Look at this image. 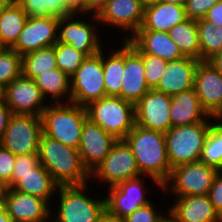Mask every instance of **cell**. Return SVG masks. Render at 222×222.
<instances>
[{"label":"cell","mask_w":222,"mask_h":222,"mask_svg":"<svg viewBox=\"0 0 222 222\" xmlns=\"http://www.w3.org/2000/svg\"><path fill=\"white\" fill-rule=\"evenodd\" d=\"M123 140L133 152L140 175L151 177L162 190V185L168 180L172 169L165 134L135 124Z\"/></svg>","instance_id":"6da1fadb"},{"label":"cell","mask_w":222,"mask_h":222,"mask_svg":"<svg viewBox=\"0 0 222 222\" xmlns=\"http://www.w3.org/2000/svg\"><path fill=\"white\" fill-rule=\"evenodd\" d=\"M38 157L40 164L59 186L84 185L91 178L77 148L66 146L42 133Z\"/></svg>","instance_id":"7a4b0ae2"},{"label":"cell","mask_w":222,"mask_h":222,"mask_svg":"<svg viewBox=\"0 0 222 222\" xmlns=\"http://www.w3.org/2000/svg\"><path fill=\"white\" fill-rule=\"evenodd\" d=\"M52 103L41 114L43 134L78 149L82 128L88 119L85 107L65 102Z\"/></svg>","instance_id":"3957f363"},{"label":"cell","mask_w":222,"mask_h":222,"mask_svg":"<svg viewBox=\"0 0 222 222\" xmlns=\"http://www.w3.org/2000/svg\"><path fill=\"white\" fill-rule=\"evenodd\" d=\"M87 118L116 140H123L135 126V104L120 97L104 96L86 107Z\"/></svg>","instance_id":"277c9868"},{"label":"cell","mask_w":222,"mask_h":222,"mask_svg":"<svg viewBox=\"0 0 222 222\" xmlns=\"http://www.w3.org/2000/svg\"><path fill=\"white\" fill-rule=\"evenodd\" d=\"M205 119L196 124L175 126L165 133L166 149L171 168L199 161L208 131L213 124Z\"/></svg>","instance_id":"5b68a950"},{"label":"cell","mask_w":222,"mask_h":222,"mask_svg":"<svg viewBox=\"0 0 222 222\" xmlns=\"http://www.w3.org/2000/svg\"><path fill=\"white\" fill-rule=\"evenodd\" d=\"M86 186L87 184L58 187L59 209L51 222H99L104 217L105 198L94 200L86 196Z\"/></svg>","instance_id":"8992f818"},{"label":"cell","mask_w":222,"mask_h":222,"mask_svg":"<svg viewBox=\"0 0 222 222\" xmlns=\"http://www.w3.org/2000/svg\"><path fill=\"white\" fill-rule=\"evenodd\" d=\"M219 170L203 162L195 161L178 165L171 169L168 180L162 190L172 192L177 197L190 195H208Z\"/></svg>","instance_id":"52a82bcc"},{"label":"cell","mask_w":222,"mask_h":222,"mask_svg":"<svg viewBox=\"0 0 222 222\" xmlns=\"http://www.w3.org/2000/svg\"><path fill=\"white\" fill-rule=\"evenodd\" d=\"M88 56L70 78L71 103L86 107L106 96L103 73V53Z\"/></svg>","instance_id":"ba28073f"},{"label":"cell","mask_w":222,"mask_h":222,"mask_svg":"<svg viewBox=\"0 0 222 222\" xmlns=\"http://www.w3.org/2000/svg\"><path fill=\"white\" fill-rule=\"evenodd\" d=\"M41 116L12 114L2 137V147L13 155L38 154Z\"/></svg>","instance_id":"9c48e42d"},{"label":"cell","mask_w":222,"mask_h":222,"mask_svg":"<svg viewBox=\"0 0 222 222\" xmlns=\"http://www.w3.org/2000/svg\"><path fill=\"white\" fill-rule=\"evenodd\" d=\"M90 175L101 182L105 181L111 187L140 176V172L127 143L124 140H117L105 159Z\"/></svg>","instance_id":"30bf717a"},{"label":"cell","mask_w":222,"mask_h":222,"mask_svg":"<svg viewBox=\"0 0 222 222\" xmlns=\"http://www.w3.org/2000/svg\"><path fill=\"white\" fill-rule=\"evenodd\" d=\"M143 181L141 176H138L109 187V194L105 199L106 215L122 220L139 207L151 203L144 196L147 188H143Z\"/></svg>","instance_id":"8fae6325"},{"label":"cell","mask_w":222,"mask_h":222,"mask_svg":"<svg viewBox=\"0 0 222 222\" xmlns=\"http://www.w3.org/2000/svg\"><path fill=\"white\" fill-rule=\"evenodd\" d=\"M171 96L150 89L135 104V123L140 127L166 133L171 128Z\"/></svg>","instance_id":"7c38bea8"},{"label":"cell","mask_w":222,"mask_h":222,"mask_svg":"<svg viewBox=\"0 0 222 222\" xmlns=\"http://www.w3.org/2000/svg\"><path fill=\"white\" fill-rule=\"evenodd\" d=\"M2 98L12 114L41 116L43 110L48 106L43 105L45 98L35 81L23 75L3 89Z\"/></svg>","instance_id":"4fadbf2b"},{"label":"cell","mask_w":222,"mask_h":222,"mask_svg":"<svg viewBox=\"0 0 222 222\" xmlns=\"http://www.w3.org/2000/svg\"><path fill=\"white\" fill-rule=\"evenodd\" d=\"M59 17H28L16 44L12 47L20 56L57 43Z\"/></svg>","instance_id":"5bb4252c"},{"label":"cell","mask_w":222,"mask_h":222,"mask_svg":"<svg viewBox=\"0 0 222 222\" xmlns=\"http://www.w3.org/2000/svg\"><path fill=\"white\" fill-rule=\"evenodd\" d=\"M96 22L106 23L129 31L133 36L142 26L144 19V6L139 0H108L97 15L91 17Z\"/></svg>","instance_id":"9a60e30c"},{"label":"cell","mask_w":222,"mask_h":222,"mask_svg":"<svg viewBox=\"0 0 222 222\" xmlns=\"http://www.w3.org/2000/svg\"><path fill=\"white\" fill-rule=\"evenodd\" d=\"M193 89L205 112L211 117L222 119V75L207 61L198 63Z\"/></svg>","instance_id":"2e32d148"},{"label":"cell","mask_w":222,"mask_h":222,"mask_svg":"<svg viewBox=\"0 0 222 222\" xmlns=\"http://www.w3.org/2000/svg\"><path fill=\"white\" fill-rule=\"evenodd\" d=\"M75 17L76 14H69L59 18L57 42L70 44L87 56L99 53L103 47L96 28L82 17L73 20Z\"/></svg>","instance_id":"e0dca14e"},{"label":"cell","mask_w":222,"mask_h":222,"mask_svg":"<svg viewBox=\"0 0 222 222\" xmlns=\"http://www.w3.org/2000/svg\"><path fill=\"white\" fill-rule=\"evenodd\" d=\"M116 141L98 124L89 119L84 122L78 151L83 166L90 174L105 159Z\"/></svg>","instance_id":"ac0fdd59"},{"label":"cell","mask_w":222,"mask_h":222,"mask_svg":"<svg viewBox=\"0 0 222 222\" xmlns=\"http://www.w3.org/2000/svg\"><path fill=\"white\" fill-rule=\"evenodd\" d=\"M123 43L124 75L120 98L136 104L150 88L145 78L142 55L127 40H123Z\"/></svg>","instance_id":"d6986e66"},{"label":"cell","mask_w":222,"mask_h":222,"mask_svg":"<svg viewBox=\"0 0 222 222\" xmlns=\"http://www.w3.org/2000/svg\"><path fill=\"white\" fill-rule=\"evenodd\" d=\"M168 213L170 222H222L208 195L177 197Z\"/></svg>","instance_id":"ffe728a7"},{"label":"cell","mask_w":222,"mask_h":222,"mask_svg":"<svg viewBox=\"0 0 222 222\" xmlns=\"http://www.w3.org/2000/svg\"><path fill=\"white\" fill-rule=\"evenodd\" d=\"M49 205L46 200L12 188L6 196V210L12 222H48L51 218Z\"/></svg>","instance_id":"44dd1931"},{"label":"cell","mask_w":222,"mask_h":222,"mask_svg":"<svg viewBox=\"0 0 222 222\" xmlns=\"http://www.w3.org/2000/svg\"><path fill=\"white\" fill-rule=\"evenodd\" d=\"M199 62L198 59L188 56H184L178 60L168 61L154 89L169 96L193 89L195 71Z\"/></svg>","instance_id":"7402d4cb"},{"label":"cell","mask_w":222,"mask_h":222,"mask_svg":"<svg viewBox=\"0 0 222 222\" xmlns=\"http://www.w3.org/2000/svg\"><path fill=\"white\" fill-rule=\"evenodd\" d=\"M130 39L143 53L162 58L166 61L184 57L178 46L170 38L168 32L138 30Z\"/></svg>","instance_id":"603a6c76"},{"label":"cell","mask_w":222,"mask_h":222,"mask_svg":"<svg viewBox=\"0 0 222 222\" xmlns=\"http://www.w3.org/2000/svg\"><path fill=\"white\" fill-rule=\"evenodd\" d=\"M215 119L202 108L194 89L171 96L170 119L171 128L188 124H196L205 119Z\"/></svg>","instance_id":"cb8c5ba5"},{"label":"cell","mask_w":222,"mask_h":222,"mask_svg":"<svg viewBox=\"0 0 222 222\" xmlns=\"http://www.w3.org/2000/svg\"><path fill=\"white\" fill-rule=\"evenodd\" d=\"M187 20L185 7L157 1L144 7V19L139 30L168 32L175 25Z\"/></svg>","instance_id":"d4e9b609"},{"label":"cell","mask_w":222,"mask_h":222,"mask_svg":"<svg viewBox=\"0 0 222 222\" xmlns=\"http://www.w3.org/2000/svg\"><path fill=\"white\" fill-rule=\"evenodd\" d=\"M59 185L54 181L50 173L39 164L31 172L20 176V180L12 187L13 190L37 196L47 202L56 192Z\"/></svg>","instance_id":"484cf974"},{"label":"cell","mask_w":222,"mask_h":222,"mask_svg":"<svg viewBox=\"0 0 222 222\" xmlns=\"http://www.w3.org/2000/svg\"><path fill=\"white\" fill-rule=\"evenodd\" d=\"M33 80L46 100L47 96L51 95V99L55 101V104L63 103L59 100L65 96L67 97L66 103H71L70 78L58 67L39 74Z\"/></svg>","instance_id":"4316f807"},{"label":"cell","mask_w":222,"mask_h":222,"mask_svg":"<svg viewBox=\"0 0 222 222\" xmlns=\"http://www.w3.org/2000/svg\"><path fill=\"white\" fill-rule=\"evenodd\" d=\"M28 19L22 8L13 1L0 13V42L5 48H12Z\"/></svg>","instance_id":"83f0119b"},{"label":"cell","mask_w":222,"mask_h":222,"mask_svg":"<svg viewBox=\"0 0 222 222\" xmlns=\"http://www.w3.org/2000/svg\"><path fill=\"white\" fill-rule=\"evenodd\" d=\"M168 34L184 56L201 61L199 33L196 20L187 19L183 23L171 28Z\"/></svg>","instance_id":"f1b7e54d"},{"label":"cell","mask_w":222,"mask_h":222,"mask_svg":"<svg viewBox=\"0 0 222 222\" xmlns=\"http://www.w3.org/2000/svg\"><path fill=\"white\" fill-rule=\"evenodd\" d=\"M111 53L107 58L103 55L106 96L120 97L124 75V46L115 52L112 50Z\"/></svg>","instance_id":"f546056e"},{"label":"cell","mask_w":222,"mask_h":222,"mask_svg":"<svg viewBox=\"0 0 222 222\" xmlns=\"http://www.w3.org/2000/svg\"><path fill=\"white\" fill-rule=\"evenodd\" d=\"M57 68L55 45L22 56V75L34 79L41 73Z\"/></svg>","instance_id":"4dcf8cb0"},{"label":"cell","mask_w":222,"mask_h":222,"mask_svg":"<svg viewBox=\"0 0 222 222\" xmlns=\"http://www.w3.org/2000/svg\"><path fill=\"white\" fill-rule=\"evenodd\" d=\"M199 33L201 61H207L213 55L222 52V27L207 20L196 21Z\"/></svg>","instance_id":"1f68e13d"},{"label":"cell","mask_w":222,"mask_h":222,"mask_svg":"<svg viewBox=\"0 0 222 222\" xmlns=\"http://www.w3.org/2000/svg\"><path fill=\"white\" fill-rule=\"evenodd\" d=\"M217 122L208 131L199 160L222 171V120Z\"/></svg>","instance_id":"d6a6232c"},{"label":"cell","mask_w":222,"mask_h":222,"mask_svg":"<svg viewBox=\"0 0 222 222\" xmlns=\"http://www.w3.org/2000/svg\"><path fill=\"white\" fill-rule=\"evenodd\" d=\"M28 17L67 16L62 0H16Z\"/></svg>","instance_id":"836d02e7"},{"label":"cell","mask_w":222,"mask_h":222,"mask_svg":"<svg viewBox=\"0 0 222 222\" xmlns=\"http://www.w3.org/2000/svg\"><path fill=\"white\" fill-rule=\"evenodd\" d=\"M55 55L57 67L69 78L76 73V70L88 57L84 52L75 49L70 44L61 42L55 44Z\"/></svg>","instance_id":"e575fe53"},{"label":"cell","mask_w":222,"mask_h":222,"mask_svg":"<svg viewBox=\"0 0 222 222\" xmlns=\"http://www.w3.org/2000/svg\"><path fill=\"white\" fill-rule=\"evenodd\" d=\"M22 75V56L12 48L0 52V89Z\"/></svg>","instance_id":"d590c367"},{"label":"cell","mask_w":222,"mask_h":222,"mask_svg":"<svg viewBox=\"0 0 222 222\" xmlns=\"http://www.w3.org/2000/svg\"><path fill=\"white\" fill-rule=\"evenodd\" d=\"M126 40L142 55L146 82L150 89H154L157 86L168 61L150 54H145L129 38Z\"/></svg>","instance_id":"8d00e7d4"},{"label":"cell","mask_w":222,"mask_h":222,"mask_svg":"<svg viewBox=\"0 0 222 222\" xmlns=\"http://www.w3.org/2000/svg\"><path fill=\"white\" fill-rule=\"evenodd\" d=\"M40 164L38 154L16 155L14 169L11 177V188L24 176Z\"/></svg>","instance_id":"74e56055"},{"label":"cell","mask_w":222,"mask_h":222,"mask_svg":"<svg viewBox=\"0 0 222 222\" xmlns=\"http://www.w3.org/2000/svg\"><path fill=\"white\" fill-rule=\"evenodd\" d=\"M157 213L155 206L149 203L127 215L122 219V222H167L169 220L165 215Z\"/></svg>","instance_id":"f35d334b"},{"label":"cell","mask_w":222,"mask_h":222,"mask_svg":"<svg viewBox=\"0 0 222 222\" xmlns=\"http://www.w3.org/2000/svg\"><path fill=\"white\" fill-rule=\"evenodd\" d=\"M219 0H186L185 13L187 19L200 20L203 19L208 10Z\"/></svg>","instance_id":"ab89813d"},{"label":"cell","mask_w":222,"mask_h":222,"mask_svg":"<svg viewBox=\"0 0 222 222\" xmlns=\"http://www.w3.org/2000/svg\"><path fill=\"white\" fill-rule=\"evenodd\" d=\"M15 160L16 155L4 147L0 148V178L7 182L10 188Z\"/></svg>","instance_id":"60d3db41"},{"label":"cell","mask_w":222,"mask_h":222,"mask_svg":"<svg viewBox=\"0 0 222 222\" xmlns=\"http://www.w3.org/2000/svg\"><path fill=\"white\" fill-rule=\"evenodd\" d=\"M208 196L215 210L222 217V171H219L216 175L209 189Z\"/></svg>","instance_id":"b9f144b4"},{"label":"cell","mask_w":222,"mask_h":222,"mask_svg":"<svg viewBox=\"0 0 222 222\" xmlns=\"http://www.w3.org/2000/svg\"><path fill=\"white\" fill-rule=\"evenodd\" d=\"M65 10L69 14H78L83 12V18L84 13L87 14L88 12V3L87 0H62Z\"/></svg>","instance_id":"7bdbcfd3"},{"label":"cell","mask_w":222,"mask_h":222,"mask_svg":"<svg viewBox=\"0 0 222 222\" xmlns=\"http://www.w3.org/2000/svg\"><path fill=\"white\" fill-rule=\"evenodd\" d=\"M204 19L218 27H222V0H219L208 10Z\"/></svg>","instance_id":"ee69618b"},{"label":"cell","mask_w":222,"mask_h":222,"mask_svg":"<svg viewBox=\"0 0 222 222\" xmlns=\"http://www.w3.org/2000/svg\"><path fill=\"white\" fill-rule=\"evenodd\" d=\"M11 116H12V112L10 108L7 106V104L5 103V100L2 98L0 100V135L2 137Z\"/></svg>","instance_id":"f6af8a7d"},{"label":"cell","mask_w":222,"mask_h":222,"mask_svg":"<svg viewBox=\"0 0 222 222\" xmlns=\"http://www.w3.org/2000/svg\"><path fill=\"white\" fill-rule=\"evenodd\" d=\"M108 0H87L88 12H93L91 14L97 15L100 10L105 6Z\"/></svg>","instance_id":"bcb514c9"},{"label":"cell","mask_w":222,"mask_h":222,"mask_svg":"<svg viewBox=\"0 0 222 222\" xmlns=\"http://www.w3.org/2000/svg\"><path fill=\"white\" fill-rule=\"evenodd\" d=\"M207 62L222 75V52L213 55Z\"/></svg>","instance_id":"7dc6e473"},{"label":"cell","mask_w":222,"mask_h":222,"mask_svg":"<svg viewBox=\"0 0 222 222\" xmlns=\"http://www.w3.org/2000/svg\"><path fill=\"white\" fill-rule=\"evenodd\" d=\"M10 187L7 182L0 178V197H6Z\"/></svg>","instance_id":"c3c4849f"},{"label":"cell","mask_w":222,"mask_h":222,"mask_svg":"<svg viewBox=\"0 0 222 222\" xmlns=\"http://www.w3.org/2000/svg\"><path fill=\"white\" fill-rule=\"evenodd\" d=\"M14 0H0V13L7 8Z\"/></svg>","instance_id":"681fc988"},{"label":"cell","mask_w":222,"mask_h":222,"mask_svg":"<svg viewBox=\"0 0 222 222\" xmlns=\"http://www.w3.org/2000/svg\"><path fill=\"white\" fill-rule=\"evenodd\" d=\"M162 2H167L175 5L185 6L186 0H159Z\"/></svg>","instance_id":"f907efd6"},{"label":"cell","mask_w":222,"mask_h":222,"mask_svg":"<svg viewBox=\"0 0 222 222\" xmlns=\"http://www.w3.org/2000/svg\"><path fill=\"white\" fill-rule=\"evenodd\" d=\"M6 211V197H0V214L5 213Z\"/></svg>","instance_id":"816d5d0a"},{"label":"cell","mask_w":222,"mask_h":222,"mask_svg":"<svg viewBox=\"0 0 222 222\" xmlns=\"http://www.w3.org/2000/svg\"><path fill=\"white\" fill-rule=\"evenodd\" d=\"M0 222H12L11 216L8 214L7 211L0 214Z\"/></svg>","instance_id":"f5cc1de1"},{"label":"cell","mask_w":222,"mask_h":222,"mask_svg":"<svg viewBox=\"0 0 222 222\" xmlns=\"http://www.w3.org/2000/svg\"><path fill=\"white\" fill-rule=\"evenodd\" d=\"M99 222H122V220L110 218L105 214L104 217Z\"/></svg>","instance_id":"db71d44e"},{"label":"cell","mask_w":222,"mask_h":222,"mask_svg":"<svg viewBox=\"0 0 222 222\" xmlns=\"http://www.w3.org/2000/svg\"><path fill=\"white\" fill-rule=\"evenodd\" d=\"M141 4L146 7L152 4H155L158 0H139Z\"/></svg>","instance_id":"11a10c76"},{"label":"cell","mask_w":222,"mask_h":222,"mask_svg":"<svg viewBox=\"0 0 222 222\" xmlns=\"http://www.w3.org/2000/svg\"><path fill=\"white\" fill-rule=\"evenodd\" d=\"M5 47L2 45V43L0 42V52L4 49Z\"/></svg>","instance_id":"9f6ffc18"},{"label":"cell","mask_w":222,"mask_h":222,"mask_svg":"<svg viewBox=\"0 0 222 222\" xmlns=\"http://www.w3.org/2000/svg\"><path fill=\"white\" fill-rule=\"evenodd\" d=\"M2 93H3V90L0 89V100L2 99Z\"/></svg>","instance_id":"6f0895ef"},{"label":"cell","mask_w":222,"mask_h":222,"mask_svg":"<svg viewBox=\"0 0 222 222\" xmlns=\"http://www.w3.org/2000/svg\"><path fill=\"white\" fill-rule=\"evenodd\" d=\"M2 147V136L0 135V148Z\"/></svg>","instance_id":"680465c9"}]
</instances>
